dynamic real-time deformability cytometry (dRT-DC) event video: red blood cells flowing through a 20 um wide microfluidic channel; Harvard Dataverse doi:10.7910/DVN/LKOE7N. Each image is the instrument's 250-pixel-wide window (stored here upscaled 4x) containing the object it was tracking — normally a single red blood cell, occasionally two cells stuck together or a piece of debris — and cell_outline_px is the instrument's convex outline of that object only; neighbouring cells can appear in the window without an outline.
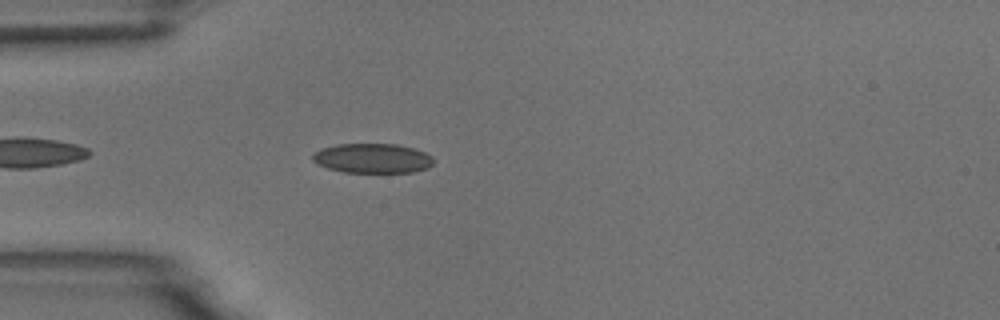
{"species": "common noctule bat (a hibernating species)", "species_latin": "Nyctalus noctula", "temperature_condition": "room temperature", "stored_images_in_passage": 4, "camera_frame_rate_fps": 3000, "um_per_image_px": 0.085, "animal": {"sex": "male", "body_mass_g": 18.8}, "frame": {"image": 1, "passage_image": 4, "time_ms": 3.667, "image_size_px": [1000, 320], "cell_outline_px": [[432, 164], [428, 168], [412, 172], [344, 172], [328, 168], [312, 160], [312, 152], [336, 144], [396, 144], [412, 148], [424, 152], [432, 156]], "centroid_in_image_um": [31.65, 13.45], "position_along_channel_um": 53.3, "area_um2": 20.69}}